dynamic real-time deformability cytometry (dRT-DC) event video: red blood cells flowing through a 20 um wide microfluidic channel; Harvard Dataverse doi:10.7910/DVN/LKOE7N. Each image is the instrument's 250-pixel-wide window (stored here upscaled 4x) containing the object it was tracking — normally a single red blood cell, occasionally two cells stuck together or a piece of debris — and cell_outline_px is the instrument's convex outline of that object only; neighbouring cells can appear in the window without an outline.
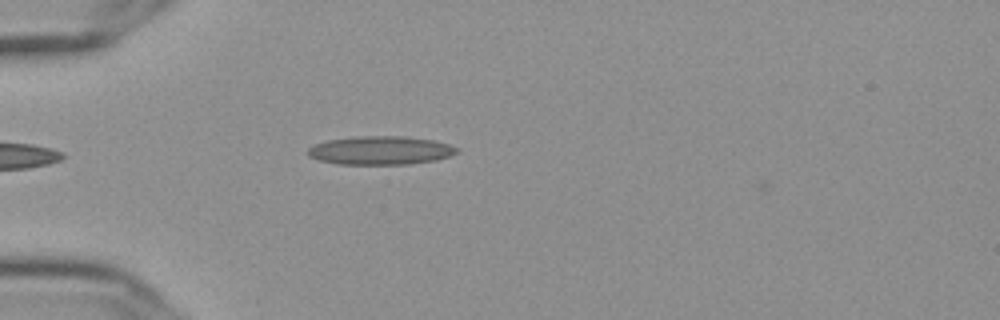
{"species": "Egyptian fruit bat (a non-hibernating species)", "species_latin": "Rousettus aegyptiacus", "temperature_condition": "cold", "stored_images_in_passage": 40, "camera_frame_rate_fps": 3000, "um_per_image_px": 0.085, "frame": {"image": 1, "passage_image": 1, "time_ms": 0.0, "image_size_px": [1000, 320], "cell_outline_px": [[460, 152], [436, 160], [408, 164], [336, 164], [320, 160], [308, 156], [308, 148], [316, 144], [328, 140], [360, 136], [404, 136], [432, 140], [448, 144], [460, 148]], "centroid_in_image_um": [32.37, 12.78], "position_along_channel_um": 52.6, "area_um2": 24.68}}
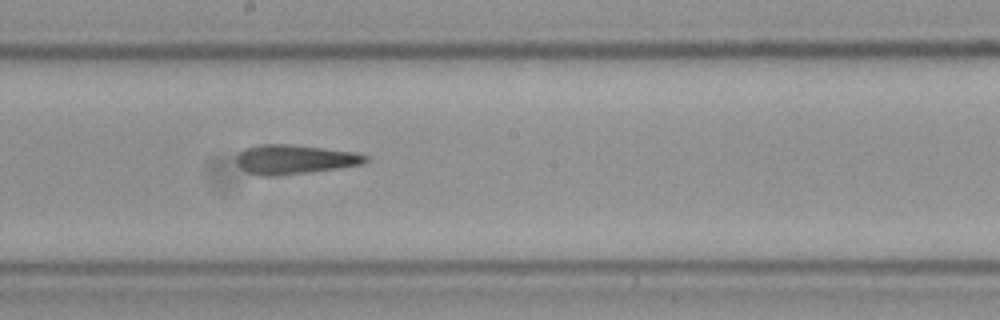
{"frame": {"image": 2, "passage_image": 16, "time_ms": 5.0, "image_size_px": [1000, 320], "cell_outline_px": [[368, 160], [360, 164], [336, 168], [308, 172], [276, 176], [260, 176], [248, 172], [240, 168], [236, 160], [236, 156], [244, 148], [260, 144], [288, 144], [324, 148], [356, 152], [368, 156]], "centroid_in_image_um": [24.99, 13.54], "position_along_channel_um": 223.2, "area_um2": 21.96}}
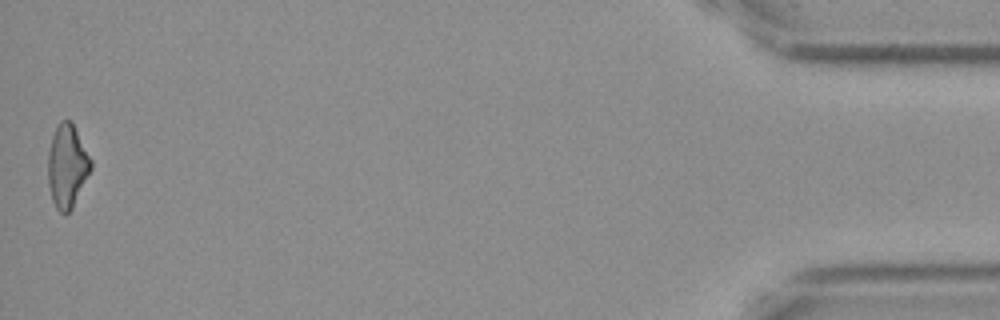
{"frame": {"image": 3, "passage_image": 40, "time_ms": 13.0, "image_size_px": [1000, 320], "cell_outline_px": [[92, 168], [72, 208], [68, 212], [60, 212], [56, 208], [52, 200], [48, 184], [48, 152], [52, 136], [60, 120], [72, 120], [92, 160]], "centroid_in_image_um": [5.71, 14.08], "position_along_channel_um": 429.5, "area_um2": 20.81}, "authors_computed_cell_mechanics": {"area_um2": 21.9351, "velocity_mm_per_s": 3.6547, "shape_relaxation_time_tau1_ms": null, "shape_relaxation_time_tau2_ms": 3.2107, "deformation_change_tau1": null, "deformation_change_tau2": 0.1555}}